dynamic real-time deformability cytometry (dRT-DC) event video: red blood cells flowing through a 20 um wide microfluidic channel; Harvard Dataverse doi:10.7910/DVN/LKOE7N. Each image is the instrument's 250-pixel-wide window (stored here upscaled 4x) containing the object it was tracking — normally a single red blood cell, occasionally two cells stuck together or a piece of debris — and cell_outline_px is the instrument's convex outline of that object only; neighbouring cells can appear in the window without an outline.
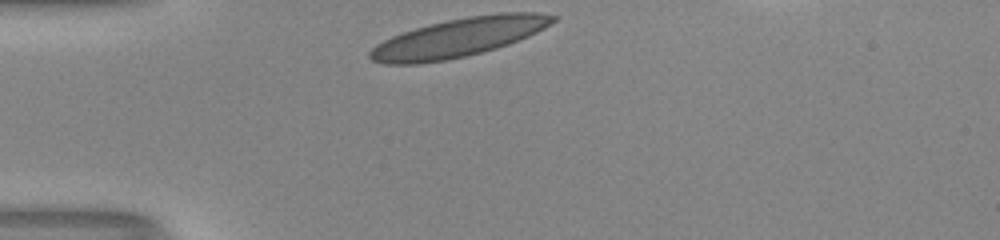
{"species": "human", "species_latin": "Homo sapiens", "temperature_condition": "room temperature", "stored_images_in_passage": 28, "camera_frame_rate_fps": 3000, "um_per_image_px": 0.085, "donor": {"sex": "male"}, "frame": {"image": 1, "passage_image": 1, "time_ms": 0.0, "image_size_px": [1000, 240], "cell_outline_px": [[560, 16], [556, 20], [544, 28], [528, 36], [508, 44], [496, 48], [464, 56], [444, 60], [416, 64], [384, 64], [372, 60], [368, 56], [368, 52], [376, 44], [392, 36], [416, 28], [448, 20], [468, 16], [500, 12], [536, 12]], "centroid_in_image_um": [39.0, 3.18], "position_along_channel_um": 46.0, "area_um2": 40.98}}
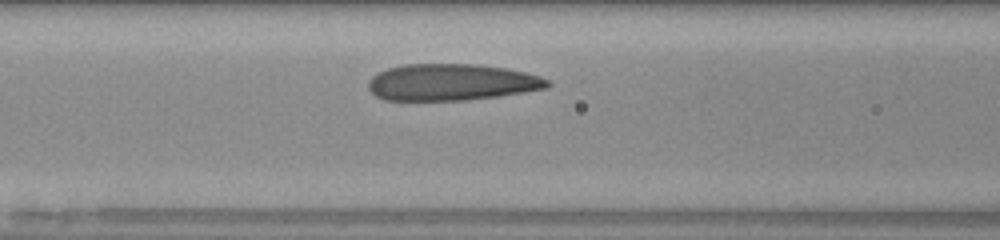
{"frame": {"image": 2, "passage_image": 9, "time_ms": 2.667, "image_size_px": [1000, 240], "cell_outline_px": [[552, 84], [548, 88], [524, 92], [496, 96], [464, 100], [384, 100], [376, 96], [368, 88], [368, 80], [372, 76], [388, 68], [404, 64], [476, 64], [508, 68], [540, 76], [548, 80]], "centroid_in_image_um": [38.38, 6.98], "position_along_channel_um": 128.2, "area_um2": 38.26}}
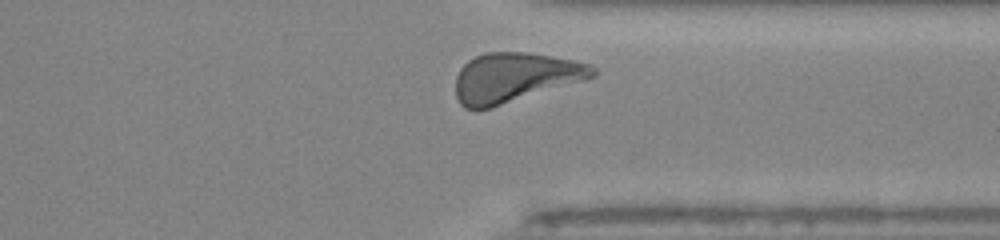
{"frame": {"image": 3, "passage_image": 27, "time_ms": 8.667, "image_size_px": [1000, 240], "cell_outline_px": [[596, 76], [588, 80], [492, 108], [464, 108], [460, 104], [456, 96], [456, 76], [460, 68], [468, 60], [476, 56], [488, 52], [524, 52], [572, 60], [588, 64], [596, 68]], "centroid_in_image_um": [43.78, 6.6], "position_along_channel_um": 367.6, "area_um2": 39.77}, "authors_computed_cell_mechanics": {"area_um2": 38.6393, "velocity_mm_per_s": 3.9974, "shape_relaxation_time_tau1_ms": 4.1551, "shape_relaxation_time_tau2_ms": 1.1331, "deformation_change_tau1": 0.1382, "deformation_change_tau2": 0.0795}}